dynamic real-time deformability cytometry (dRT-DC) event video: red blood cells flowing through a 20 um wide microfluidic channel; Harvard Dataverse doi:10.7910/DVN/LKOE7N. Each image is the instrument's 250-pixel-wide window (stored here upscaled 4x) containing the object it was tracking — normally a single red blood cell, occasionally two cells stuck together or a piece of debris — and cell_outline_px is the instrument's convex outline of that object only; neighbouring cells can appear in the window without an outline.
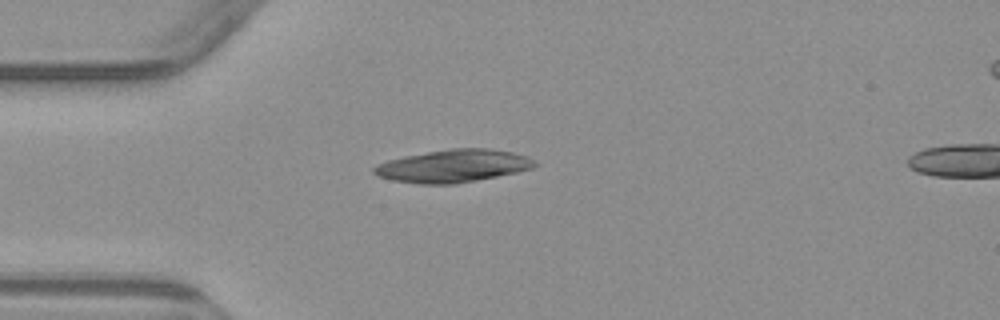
{"species": "common noctule bat (a hibernating species)", "species_latin": "Nyctalus noctula", "temperature_condition": "warm", "stored_images_in_passage": 6, "camera_frame_rate_fps": 3000, "um_per_image_px": 0.085, "animal": {"sex": "male", "body_mass_g": 23.1, "forearm_length_mm": 52.7}, "frame": {"image": 1, "passage_image": 5, "time_ms": 5.667, "image_size_px": [1000, 320], "cell_outline_px": [[540, 164], [532, 168], [516, 172], [456, 184], [420, 184], [392, 180], [380, 176], [372, 172], [372, 168], [376, 164], [388, 160], [404, 156], [452, 148], [488, 148], [512, 152], [528, 156]], "centroid_in_image_um": [38.53, 14.1], "position_along_channel_um": 46.5, "area_um2": 30.58}}